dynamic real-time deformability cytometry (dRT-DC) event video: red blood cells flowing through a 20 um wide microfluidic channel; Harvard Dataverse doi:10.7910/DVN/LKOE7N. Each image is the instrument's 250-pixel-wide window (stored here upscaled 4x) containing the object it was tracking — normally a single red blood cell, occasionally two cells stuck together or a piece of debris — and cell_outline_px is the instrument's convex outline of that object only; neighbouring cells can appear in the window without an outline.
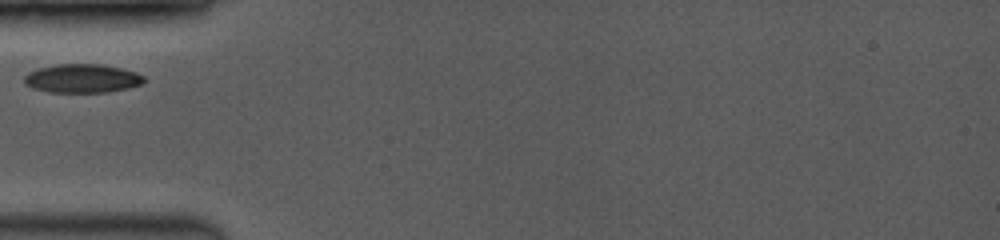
{"species": "common noctule bat (a hibernating species)", "species_latin": "Nyctalus noctula", "temperature_condition": "room temperature", "stored_images_in_passage": 5, "camera_frame_rate_fps": 3500, "um_per_image_px": 0.085, "animal": {"sex": "female", "body_mass_g": 19.0, "forearm_length_mm": 53.3}, "frame": {"image": 1, "passage_image": 1, "time_ms": 0.0, "image_size_px": [1000, 240], "cell_outline_px": [[144, 80], [140, 84], [128, 88], [108, 92], [48, 92], [32, 88], [24, 84], [24, 76], [28, 72], [36, 68], [56, 64], [100, 64], [120, 68], [136, 72], [144, 76]], "centroid_in_image_um": [6.93, 6.66], "position_along_channel_um": 78.1, "area_um2": 20.11}}
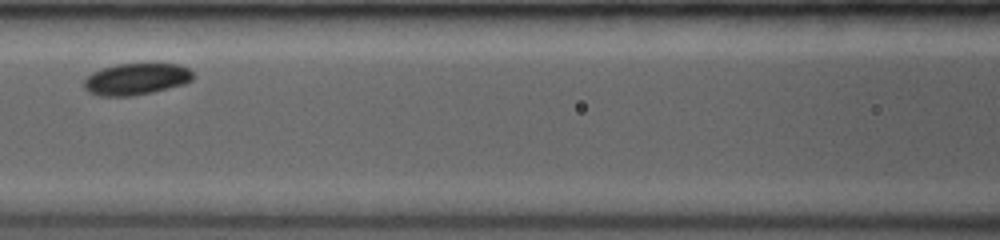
{"frame": {"image": 2, "passage_image": 3, "time_ms": 2.0, "image_size_px": [1000, 240], "cell_outline_px": [[196, 76], [192, 80], [184, 84], [152, 92], [132, 96], [100, 96], [88, 92], [84, 88], [84, 80], [92, 72], [116, 64], [148, 60], [180, 64], [188, 68]], "centroid_in_image_um": [11.63, 6.66], "position_along_channel_um": 155.0, "area_um2": 21.04}}
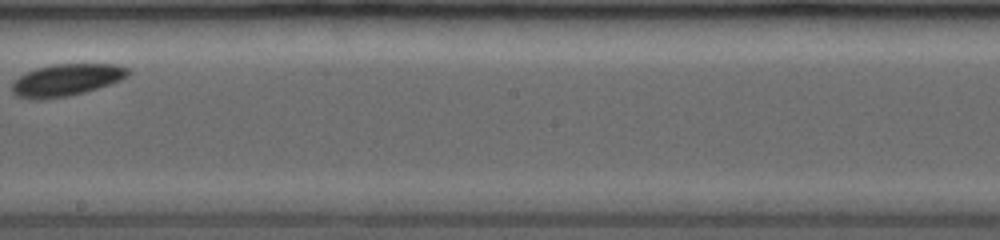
{"frame": {"image": 3, "passage_image": 5, "time_ms": 4.286, "image_size_px": [1000, 240], "cell_outline_px": [[132, 72], [128, 76], [120, 80], [84, 92], [68, 96], [44, 100], [32, 100], [16, 96], [12, 92], [12, 84], [20, 76], [36, 68], [52, 64], [120, 64], [128, 68]], "centroid_in_image_um": [5.65, 6.8], "position_along_channel_um": 242.6, "area_um2": 21.73}}